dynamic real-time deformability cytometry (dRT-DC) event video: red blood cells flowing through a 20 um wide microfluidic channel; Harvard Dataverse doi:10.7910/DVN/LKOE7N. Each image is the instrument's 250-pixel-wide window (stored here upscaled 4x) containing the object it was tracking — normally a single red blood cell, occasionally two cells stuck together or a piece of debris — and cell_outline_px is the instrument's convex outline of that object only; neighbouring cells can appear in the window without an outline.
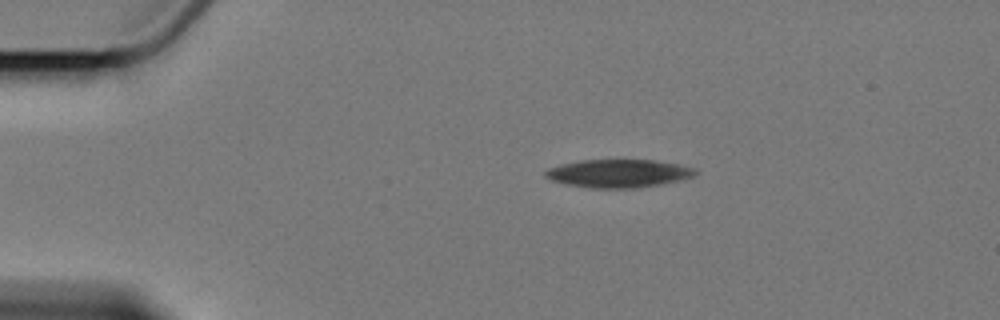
{"species": "Egyptian fruit bat (a non-hibernating species)", "species_latin": "Rousettus aegyptiacus", "temperature_condition": "cold", "stored_images_in_passage": 9, "camera_frame_rate_fps": 3000, "um_per_image_px": 0.085, "animal": {"sex": "female"}, "frame": {"image": 1, "passage_image": 4, "time_ms": 3.333, "image_size_px": [1000, 320], "cell_outline_px": [[700, 172], [696, 176], [680, 180], [660, 184], [636, 188], [592, 188], [568, 184], [552, 180], [544, 176], [544, 172], [548, 168], [560, 164], [580, 160], [656, 160], [680, 164], [696, 168]], "centroid_in_image_um": [52.63, 14.73], "position_along_channel_um": 32.4, "area_um2": 24.74}}
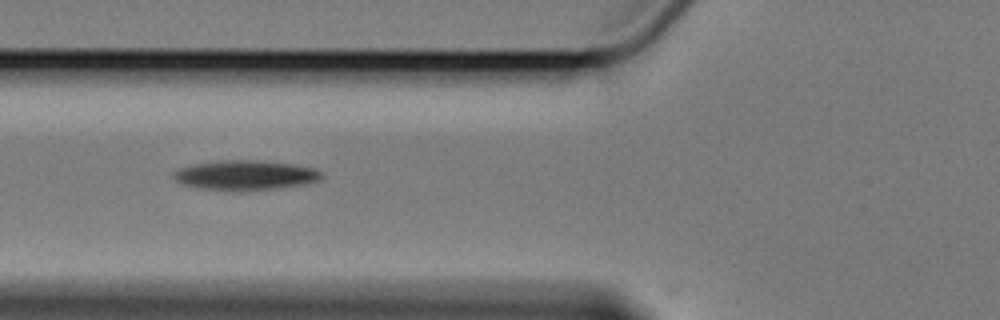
{"frame": {"image": 2, "passage_image": 7, "time_ms": 7.0, "image_size_px": [1000, 320], "cell_outline_px": [[324, 176], [320, 180], [308, 184], [280, 188], [240, 192], [232, 192], [196, 188], [184, 184], [176, 180], [172, 176], [172, 172], [180, 168], [196, 164], [224, 160], [252, 160], [292, 164], [312, 168], [320, 172]], "centroid_in_image_um": [20.85, 14.92], "position_along_channel_um": 104.9, "area_um2": 25.95}}
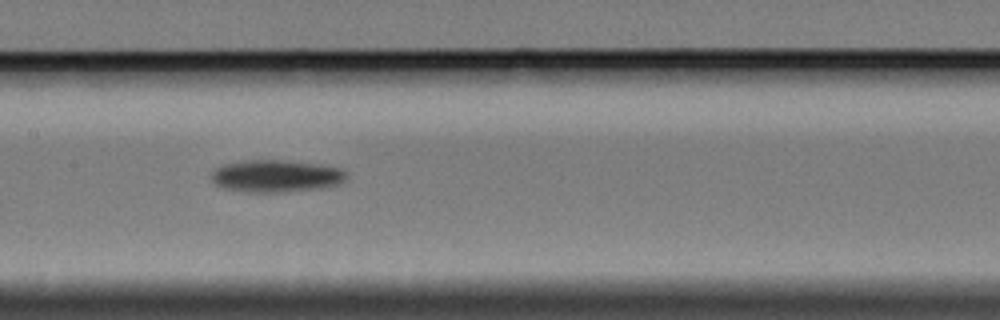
{"frame": {"image": 3, "passage_image": 9, "time_ms": 9.333, "image_size_px": [1000, 320], "cell_outline_px": [[348, 176], [344, 180], [336, 184], [320, 188], [284, 192], [244, 192], [220, 188], [208, 176], [216, 168], [224, 164], [248, 160], [280, 160], [320, 164], [340, 168]], "centroid_in_image_um": [23.41, 14.97], "position_along_channel_um": 184.0, "area_um2": 25.43}}